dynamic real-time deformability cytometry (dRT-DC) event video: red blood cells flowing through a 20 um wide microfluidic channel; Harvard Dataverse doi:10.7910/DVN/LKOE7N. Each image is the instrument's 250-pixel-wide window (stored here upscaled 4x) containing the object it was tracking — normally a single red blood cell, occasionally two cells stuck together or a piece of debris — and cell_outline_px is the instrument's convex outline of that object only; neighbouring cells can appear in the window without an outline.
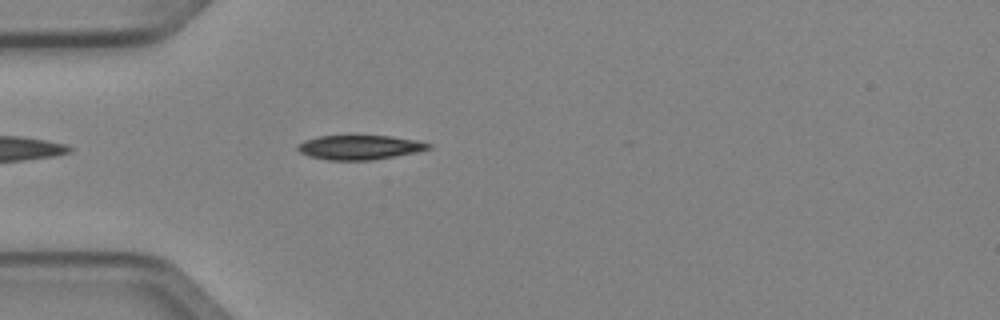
{"species": "Egyptian fruit bat (a non-hibernating species)", "species_latin": "Rousettus aegyptiacus", "temperature_condition": "cold", "stored_images_in_passage": 3, "camera_frame_rate_fps": 3000, "um_per_image_px": 0.085, "animal": {"sex": "female"}, "frame": {"image": 1, "passage_image": 3, "time_ms": 0.667, "image_size_px": [1000, 320], "cell_outline_px": [[432, 148], [416, 152], [372, 160], [328, 160], [312, 156], [300, 152], [296, 148], [296, 144], [304, 140], [320, 136], [388, 136], [416, 140], [432, 144]], "centroid_in_image_um": [30.56, 12.52], "position_along_channel_um": 54.4, "area_um2": 18.44}}